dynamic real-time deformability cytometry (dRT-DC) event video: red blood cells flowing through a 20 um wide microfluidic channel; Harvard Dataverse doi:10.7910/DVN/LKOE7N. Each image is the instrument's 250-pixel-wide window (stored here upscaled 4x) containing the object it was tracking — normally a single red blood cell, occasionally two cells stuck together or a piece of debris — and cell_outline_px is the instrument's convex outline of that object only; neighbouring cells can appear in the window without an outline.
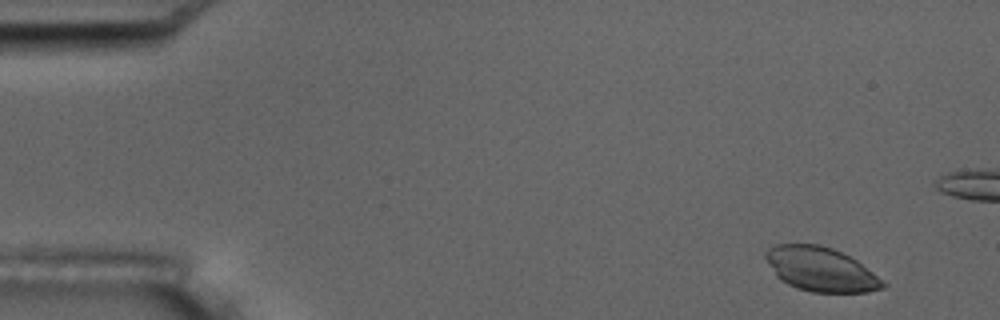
{"species": "common noctule bat (a hibernating species)", "species_latin": "Nyctalus noctula", "temperature_condition": "room temperature", "stored_images_in_passage": 5, "camera_frame_rate_fps": 3000, "um_per_image_px": 0.085, "animal": {"sex": "male", "body_mass_g": 17.5, "forearm_length_mm": 52.3}, "frame": {"image": 1, "passage_image": 1, "time_ms": 0.0, "image_size_px": [1000, 320], "cell_outline_px": [[888, 284], [884, 288], [868, 292], [812, 292], [796, 288], [780, 280], [776, 276], [768, 264], [764, 256], [764, 252], [768, 248], [776, 244], [820, 244], [832, 248], [856, 260]], "centroid_in_image_um": [69.74, 22.89], "position_along_channel_um": 15.3, "area_um2": 30.17}}